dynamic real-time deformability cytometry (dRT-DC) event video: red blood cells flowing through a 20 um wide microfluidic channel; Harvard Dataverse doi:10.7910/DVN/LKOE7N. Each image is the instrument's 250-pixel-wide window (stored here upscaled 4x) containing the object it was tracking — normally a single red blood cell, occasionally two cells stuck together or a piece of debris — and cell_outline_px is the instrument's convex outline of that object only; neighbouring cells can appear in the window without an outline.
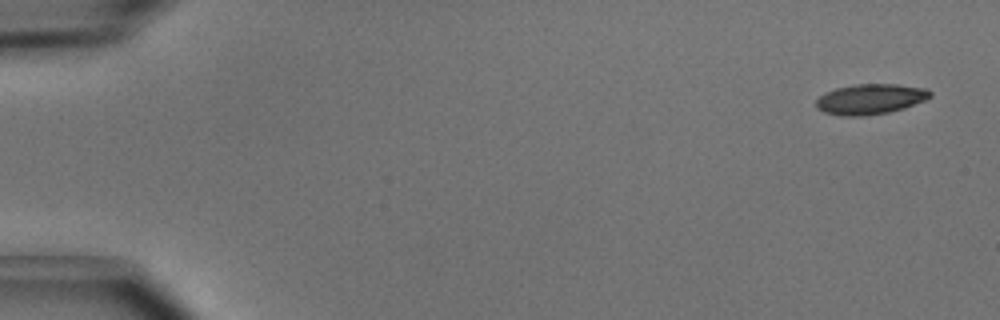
{"species": "common noctule bat (a hibernating species)", "species_latin": "Nyctalus noctula", "temperature_condition": "cold", "stored_images_in_passage": 5, "camera_frame_rate_fps": 3000, "um_per_image_px": 0.085, "animal": {"sex": "male", "body_mass_g": 15.6}, "frame": {"image": 1, "passage_image": 1, "time_ms": 0.0, "image_size_px": [1000, 320], "cell_outline_px": [[932, 96], [924, 100], [904, 108], [888, 112], [864, 116], [840, 116], [824, 112], [816, 108], [816, 100], [820, 96], [836, 88], [856, 84], [896, 84], [928, 88], [932, 92]], "centroid_in_image_um": [73.99, 8.42], "position_along_channel_um": 11.0, "area_um2": 20.17}}
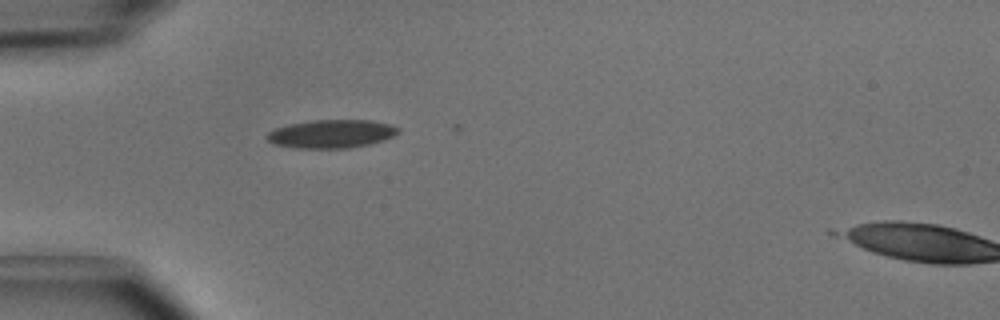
{"frame": {"image": 2, "passage_image": 4, "time_ms": 1.0, "image_size_px": [1000, 320], "cell_outline_px": [[400, 132], [384, 140], [352, 148], [296, 148], [276, 144], [268, 140], [264, 136], [268, 132], [276, 128], [288, 124], [312, 120], [372, 120], [388, 124], [400, 128]], "centroid_in_image_um": [28.17, 11.37], "position_along_channel_um": 56.8, "area_um2": 21.68}}